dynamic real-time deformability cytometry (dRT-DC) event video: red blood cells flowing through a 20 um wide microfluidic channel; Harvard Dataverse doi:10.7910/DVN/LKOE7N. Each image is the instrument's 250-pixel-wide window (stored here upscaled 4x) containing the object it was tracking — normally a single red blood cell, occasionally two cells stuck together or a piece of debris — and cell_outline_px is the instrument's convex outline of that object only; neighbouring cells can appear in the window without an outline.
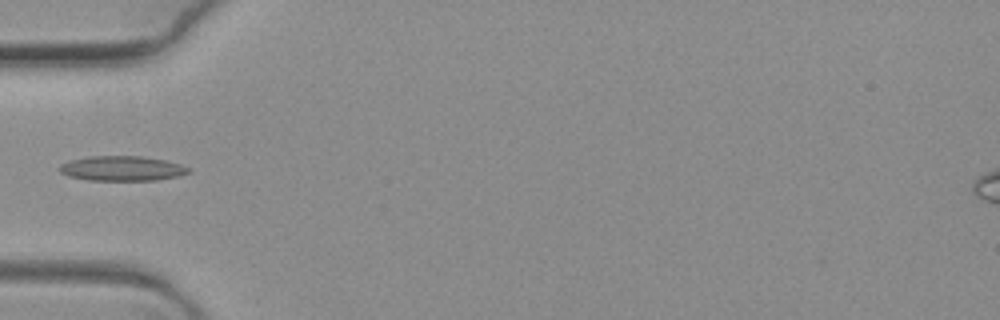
{"species": "common noctule bat (a hibernating species)", "species_latin": "Nyctalus noctula", "temperature_condition": "warm", "stored_images_in_passage": 9, "camera_frame_rate_fps": 3000, "um_per_image_px": 0.085, "animal": {"sex": "female", "body_mass_g": 19.3, "forearm_length_mm": 54.1}, "frame": {"image": 1, "passage_image": 6, "time_ms": 1.667, "image_size_px": [1000, 320], "cell_outline_px": [[192, 172], [180, 176], [156, 180], [88, 180], [68, 176], [60, 172], [60, 164], [68, 160], [88, 156], [140, 156], [164, 160], [180, 164], [192, 168]], "centroid_in_image_um": [10.4, 14.31], "position_along_channel_um": 74.6, "area_um2": 18.84}}
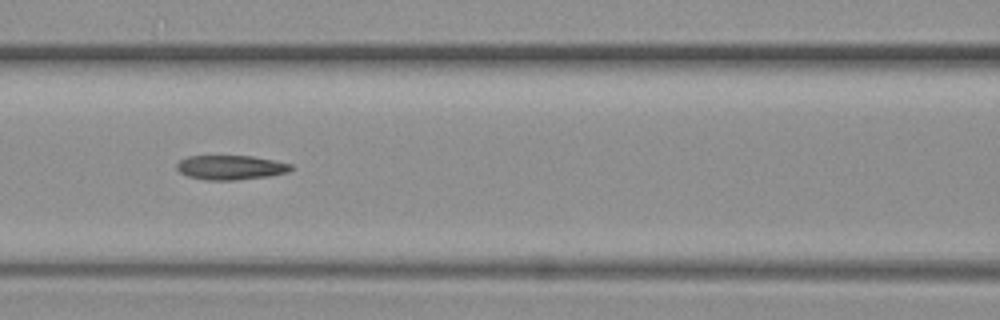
{"frame": {"image": 2, "passage_image": 8, "time_ms": 2.333, "image_size_px": [1000, 320], "cell_outline_px": [[292, 168], [288, 172], [268, 176], [236, 180], [208, 180], [188, 176], [180, 172], [176, 168], [176, 164], [180, 160], [188, 156], [252, 156], [292, 164]], "centroid_in_image_um": [19.59, 14.23], "position_along_channel_um": 147.0, "area_um2": 16.13}}
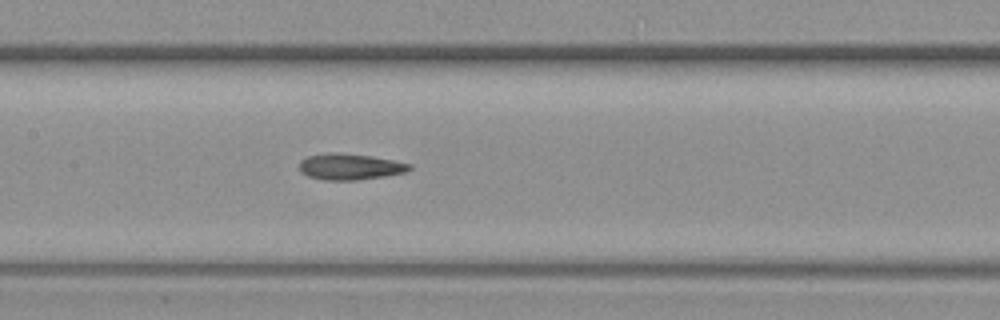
{"frame": {"image": 3, "passage_image": 9, "time_ms": 2.667, "image_size_px": [1000, 320], "cell_outline_px": [[412, 168], [404, 172], [384, 176], [356, 180], [324, 180], [308, 176], [300, 172], [300, 160], [308, 156], [328, 152], [340, 152], [372, 156], [412, 164]], "centroid_in_image_um": [29.72, 14.16], "position_along_channel_um": 177.7, "area_um2": 16.82}}